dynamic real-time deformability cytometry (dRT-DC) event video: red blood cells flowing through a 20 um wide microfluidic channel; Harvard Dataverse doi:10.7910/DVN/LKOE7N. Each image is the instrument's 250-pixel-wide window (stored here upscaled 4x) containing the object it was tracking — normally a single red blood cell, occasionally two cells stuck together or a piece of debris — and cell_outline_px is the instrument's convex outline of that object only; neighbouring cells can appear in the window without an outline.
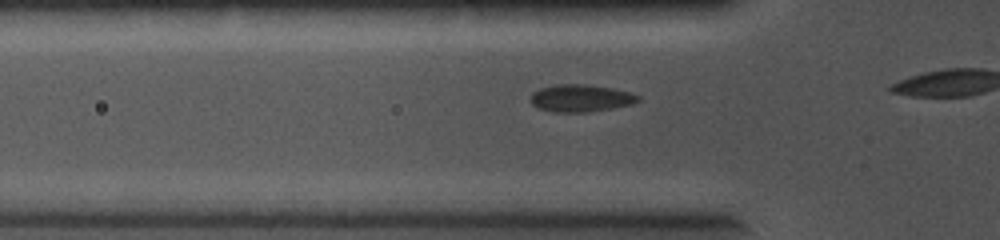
{"species": "common noctule bat (a hibernating species)", "species_latin": "Nyctalus noctula", "temperature_condition": "cold", "stored_images_in_passage": 15, "camera_frame_rate_fps": 5000, "um_per_image_px": 0.085, "animal": {"sex": "female", "body_mass_g": 19.0, "forearm_length_mm": 56.7}, "frame": {"image": 1, "passage_image": 9, "time_ms": 1.6, "image_size_px": [1000, 240], "cell_outline_px": [[640, 100], [632, 104], [612, 108], [588, 112], [552, 112], [540, 108], [532, 104], [532, 92], [540, 88], [556, 84], [588, 84], [612, 88], [628, 92], [640, 96]], "centroid_in_image_um": [49.37, 8.34], "position_along_channel_um": 76.4, "area_um2": 17.05}}
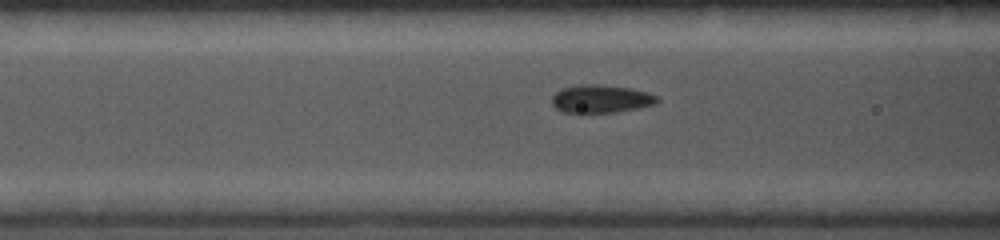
{"frame": {"image": 2, "passage_image": 13, "time_ms": 2.4, "image_size_px": [1000, 240], "cell_outline_px": [[660, 100], [656, 104], [640, 108], [616, 112], [580, 116], [564, 112], [556, 108], [552, 104], [552, 96], [556, 92], [564, 88], [580, 84], [596, 84], [628, 88], [648, 92], [656, 96]], "centroid_in_image_um": [51.05, 8.46], "position_along_channel_um": 115.5, "area_um2": 17.8}}